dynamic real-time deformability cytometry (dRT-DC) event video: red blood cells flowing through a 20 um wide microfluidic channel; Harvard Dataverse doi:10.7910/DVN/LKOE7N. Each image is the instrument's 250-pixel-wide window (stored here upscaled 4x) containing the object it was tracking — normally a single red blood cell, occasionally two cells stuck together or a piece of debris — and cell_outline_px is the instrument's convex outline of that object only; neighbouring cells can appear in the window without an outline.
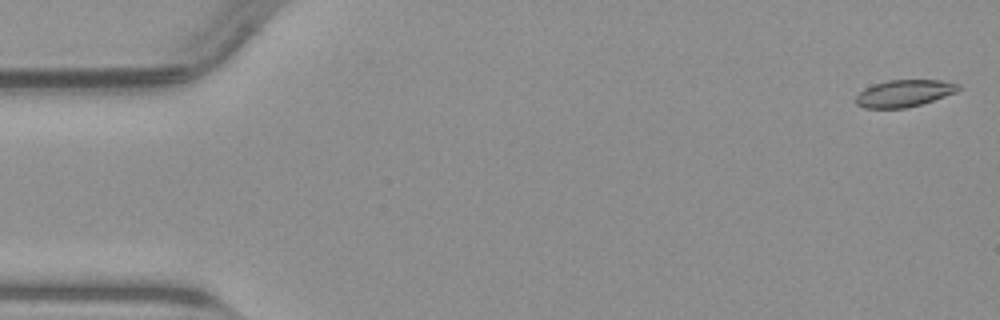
{"species": "common noctule bat (a hibernating species)", "species_latin": "Nyctalus noctula", "temperature_condition": "warm", "stored_images_in_passage": 50, "camera_frame_rate_fps": 3000, "um_per_image_px": 0.085, "animal": {"sex": "male", "body_mass_g": 23.1, "forearm_length_mm": 52.7}, "frame": {"image": 1, "passage_image": 1, "time_ms": 0.0, "image_size_px": [1000, 320], "cell_outline_px": [[960, 88], [956, 92], [908, 108], [864, 108], [856, 104], [852, 100], [864, 88], [872, 84], [888, 80], [940, 80], [960, 84]], "centroid_in_image_um": [76.79, 7.93], "position_along_channel_um": 8.2, "area_um2": 16.18}}
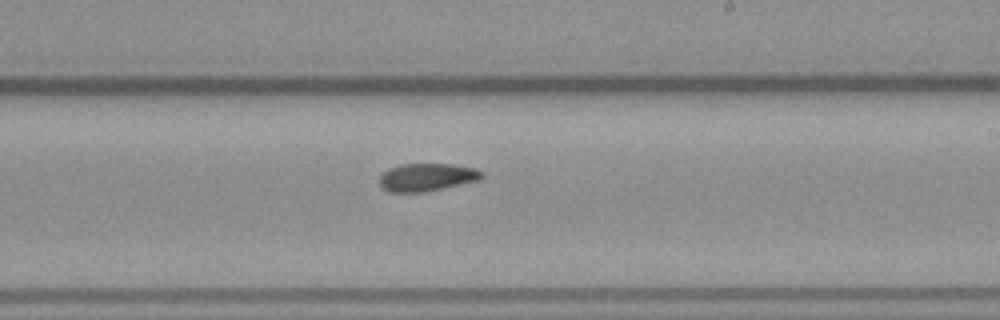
{"frame": {"image": 2, "passage_image": 29, "time_ms": 9.333, "image_size_px": [1000, 320], "cell_outline_px": [[484, 176], [480, 180], [424, 192], [388, 192], [380, 184], [380, 176], [388, 168], [400, 164], [452, 164], [476, 168], [484, 172]], "centroid_in_image_um": [36.31, 15.05], "position_along_channel_um": 252.7, "area_um2": 16.65}}
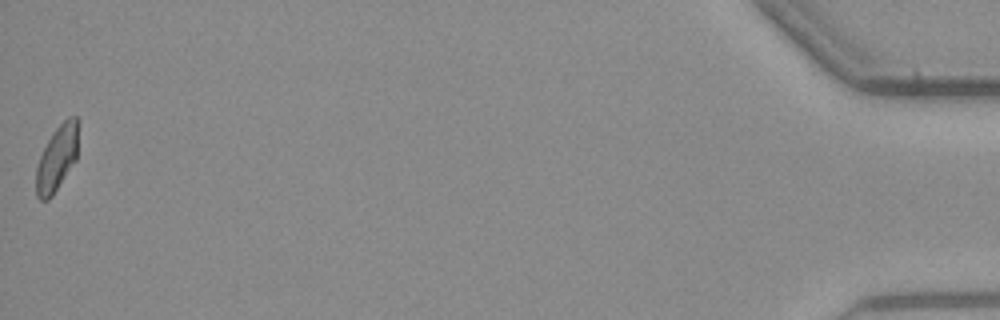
{"frame": {"image": 3, "passage_image": 50, "time_ms": 16.333, "image_size_px": [1000, 320], "cell_outline_px": [[80, 120], [76, 160], [52, 196], [48, 200], [40, 200], [36, 196], [36, 168], [40, 156], [52, 132], [68, 116], [76, 116]], "centroid_in_image_um": [4.87, 13.4], "position_along_channel_um": 430.3, "area_um2": 16.3}}